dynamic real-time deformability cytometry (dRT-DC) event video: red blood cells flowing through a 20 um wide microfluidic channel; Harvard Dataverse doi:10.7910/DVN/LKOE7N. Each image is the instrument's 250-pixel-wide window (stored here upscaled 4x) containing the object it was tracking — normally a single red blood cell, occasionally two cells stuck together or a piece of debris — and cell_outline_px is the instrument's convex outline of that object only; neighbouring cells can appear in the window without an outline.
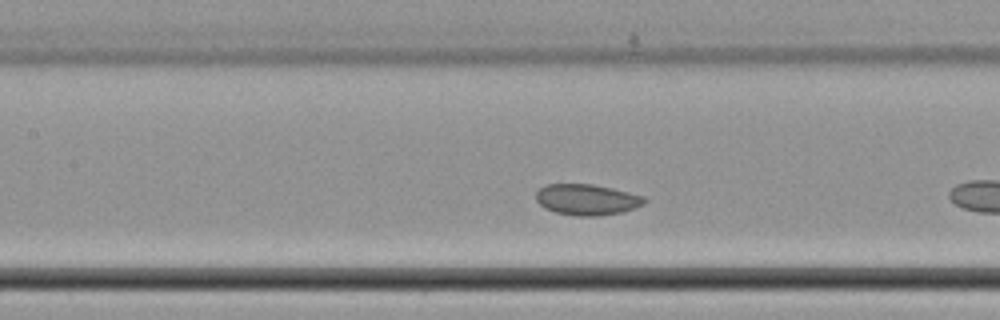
{"species": "common noctule bat (a hibernating species)", "species_latin": "Nyctalus noctula", "temperature_condition": "cold", "stored_images_in_passage": 19, "camera_frame_rate_fps": 3000, "um_per_image_px": 0.085, "animal": {"sex": "female", "body_mass_g": 22.7, "forearm_length_mm": 54.2}, "frame": {"image": 1, "passage_image": 9, "time_ms": 2.667, "image_size_px": [1000, 320], "cell_outline_px": [[648, 200], [644, 204], [636, 208], [620, 212], [600, 216], [576, 216], [556, 212], [544, 208], [536, 200], [536, 192], [544, 184], [592, 184], [612, 188], [644, 196]], "centroid_in_image_um": [49.89, 16.96], "position_along_channel_um": 157.5, "area_um2": 19.65}}